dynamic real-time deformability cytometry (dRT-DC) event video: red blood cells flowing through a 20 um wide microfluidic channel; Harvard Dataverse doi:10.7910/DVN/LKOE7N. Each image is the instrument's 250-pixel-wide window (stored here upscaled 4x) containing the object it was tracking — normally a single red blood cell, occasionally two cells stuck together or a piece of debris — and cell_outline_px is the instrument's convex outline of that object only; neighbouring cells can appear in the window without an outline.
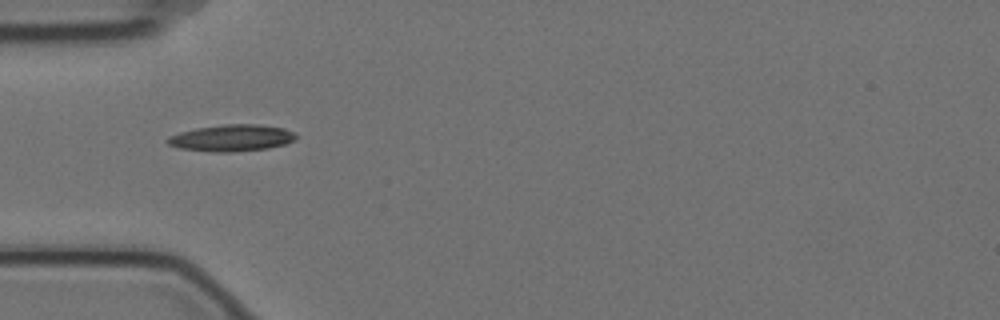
{"species": "Egyptian fruit bat (a non-hibernating species)", "species_latin": "Rousettus aegyptiacus", "temperature_condition": "cold", "stored_images_in_passage": 1, "camera_frame_rate_fps": 3000, "um_per_image_px": 0.085, "animal": {"sex": "female"}, "frame": {"image": 1, "passage_image": 1, "time_ms": 0.0, "image_size_px": [1000, 320], "cell_outline_px": [[296, 140], [284, 144], [268, 148], [232, 152], [212, 152], [180, 148], [168, 144], [164, 140], [168, 136], [180, 132], [196, 128], [224, 124], [256, 124], [284, 128], [296, 132]], "centroid_in_image_um": [19.69, 11.72], "position_along_channel_um": 65.3, "area_um2": 20.06}}